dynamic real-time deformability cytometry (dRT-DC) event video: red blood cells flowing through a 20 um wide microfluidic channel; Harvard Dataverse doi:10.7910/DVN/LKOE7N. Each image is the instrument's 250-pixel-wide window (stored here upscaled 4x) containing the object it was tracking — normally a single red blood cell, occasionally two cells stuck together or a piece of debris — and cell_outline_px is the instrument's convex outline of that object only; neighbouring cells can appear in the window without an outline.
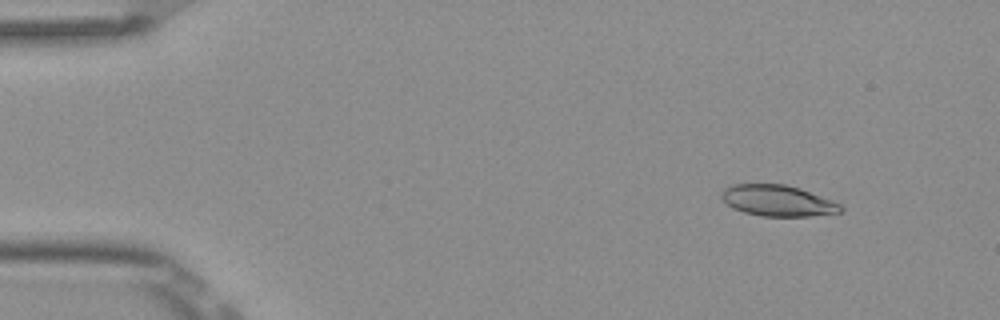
{"species": "Egyptian fruit bat (a non-hibernating species)", "species_latin": "Rousettus aegyptiacus", "temperature_condition": "room temperature", "stored_images_in_passage": 6, "camera_frame_rate_fps": 3000, "um_per_image_px": 0.085, "frame": {"image": 1, "passage_image": 2, "time_ms": 0.333, "image_size_px": [1000, 320], "cell_outline_px": [[844, 212], [808, 216], [760, 216], [744, 212], [732, 208], [720, 196], [720, 192], [724, 188], [732, 184], [784, 184], [800, 188], [832, 200], [840, 204], [844, 208]], "centroid_in_image_um": [66.11, 17.05], "position_along_channel_um": 18.9, "area_um2": 21.68}}
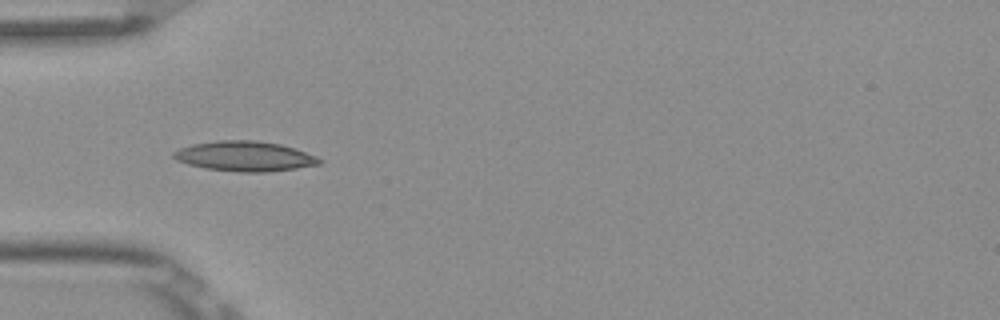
{"frame": {"image": 2, "passage_image": 5, "time_ms": 1.333, "image_size_px": [1000, 320], "cell_outline_px": [[324, 160], [320, 164], [296, 168], [268, 172], [240, 172], [204, 168], [188, 164], [176, 160], [172, 156], [172, 152], [180, 148], [192, 144], [216, 140], [256, 140], [280, 144], [316, 156]], "centroid_in_image_um": [20.77, 13.28], "position_along_channel_um": 64.2, "area_um2": 25.49}}
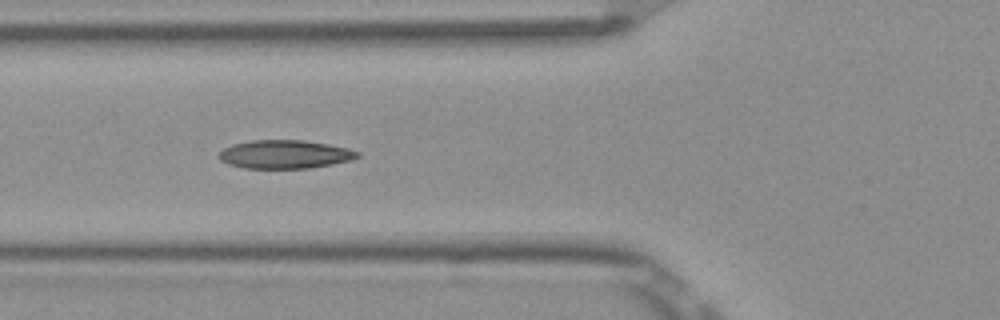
{"frame": {"image": 3, "passage_image": 6, "time_ms": 1.667, "image_size_px": [1000, 320], "cell_outline_px": [[360, 156], [352, 160], [332, 164], [308, 168], [244, 168], [228, 164], [220, 160], [216, 156], [224, 148], [232, 144], [252, 140], [304, 140], [328, 144], [348, 148], [360, 152]], "centroid_in_image_um": [24.2, 13.11], "position_along_channel_um": 101.6, "area_um2": 23.06}}